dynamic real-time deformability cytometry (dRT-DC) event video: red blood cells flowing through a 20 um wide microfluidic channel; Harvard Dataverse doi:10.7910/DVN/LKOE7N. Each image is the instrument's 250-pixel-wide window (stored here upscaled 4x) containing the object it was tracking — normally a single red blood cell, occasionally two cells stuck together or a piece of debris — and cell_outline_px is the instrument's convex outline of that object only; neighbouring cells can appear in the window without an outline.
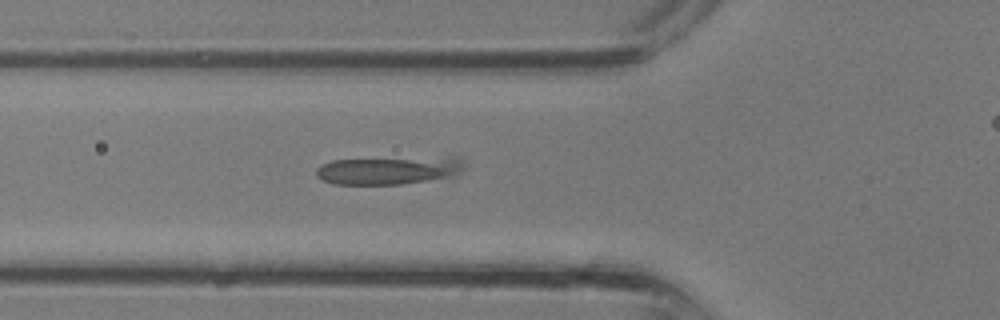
{"species": "common noctule bat (a hibernating species)", "species_latin": "Nyctalus noctula", "temperature_condition": "room temperature", "stored_images_in_passage": 19, "camera_frame_rate_fps": 3000, "um_per_image_px": 0.085, "animal": {"sex": "male", "body_mass_g": 13.3}, "frame": {"image": 1, "passage_image": 10, "time_ms": 3.0, "image_size_px": [1000, 320], "cell_outline_px": [[464, 168], [460, 172], [452, 176], [400, 184], [332, 184], [316, 176], [316, 168], [320, 164], [332, 160], [452, 156], [460, 156], [464, 160]], "centroid_in_image_um": [33.08, 14.45], "position_along_channel_um": 92.7, "area_um2": 24.39}}
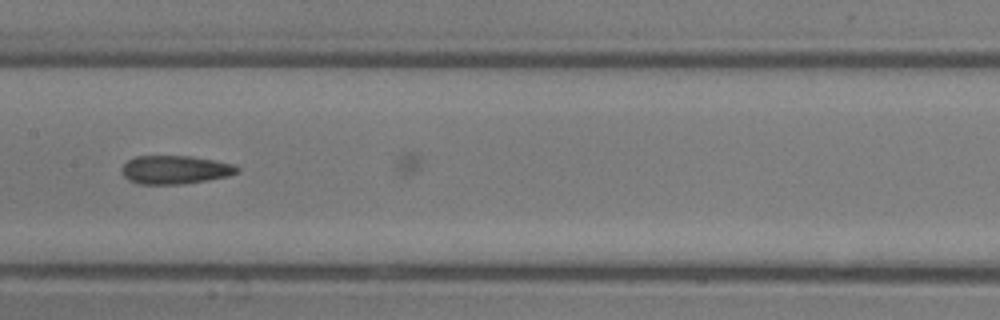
{"frame": {"image": 2, "passage_image": 15, "time_ms": 4.667, "image_size_px": [1000, 320], "cell_outline_px": [[240, 172], [228, 176], [184, 184], [136, 184], [128, 180], [120, 172], [120, 168], [128, 160], [136, 156], [188, 156], [212, 160], [232, 164], [240, 168]], "centroid_in_image_um": [14.84, 14.44], "position_along_channel_um": 192.6, "area_um2": 19.19}}
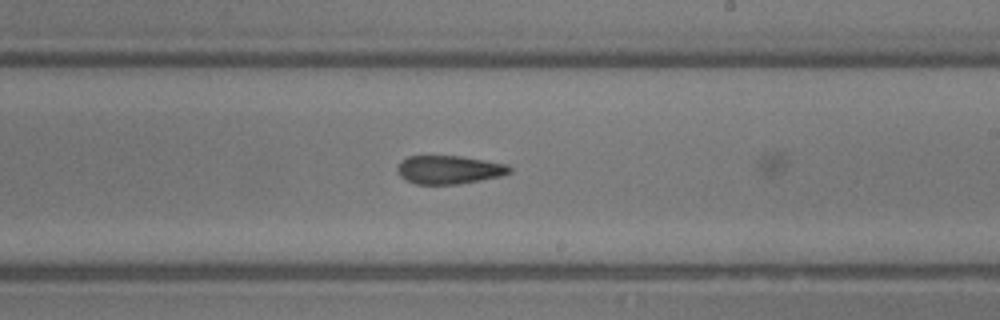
{"frame": {"image": 3, "passage_image": 18, "time_ms": 5.667, "image_size_px": [1000, 320], "cell_outline_px": [[512, 172], [500, 176], [456, 184], [416, 184], [400, 176], [396, 172], [396, 168], [400, 160], [408, 156], [460, 156], [508, 164], [512, 168]], "centroid_in_image_um": [38.15, 14.41], "position_along_channel_um": 250.9, "area_um2": 18.55}}